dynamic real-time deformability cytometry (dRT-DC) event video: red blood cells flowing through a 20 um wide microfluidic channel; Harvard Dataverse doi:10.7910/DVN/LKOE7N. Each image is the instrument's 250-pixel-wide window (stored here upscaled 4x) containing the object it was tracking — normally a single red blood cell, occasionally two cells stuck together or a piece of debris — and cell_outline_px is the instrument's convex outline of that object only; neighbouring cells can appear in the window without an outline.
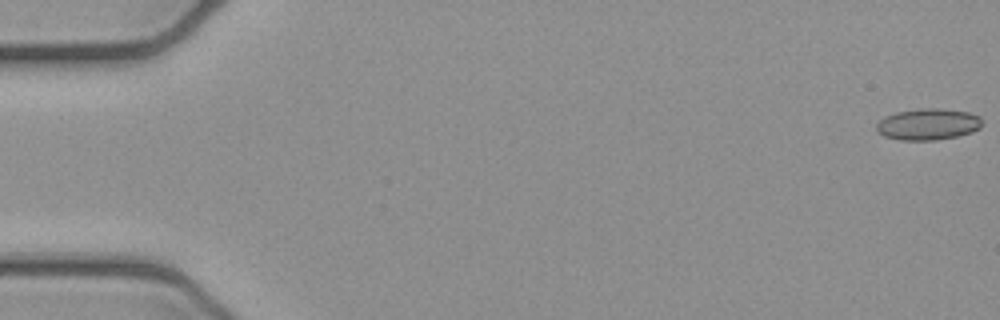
{"species": "common noctule bat (a hibernating species)", "species_latin": "Nyctalus noctula", "temperature_condition": "cold", "stored_images_in_passage": 6, "camera_frame_rate_fps": 3000, "um_per_image_px": 0.085, "animal": {"sex": "female", "body_mass_g": 21.9}, "frame": {"image": 1, "passage_image": 1, "time_ms": 0.0, "image_size_px": [1000, 320], "cell_outline_px": [[984, 124], [980, 128], [972, 132], [956, 136], [936, 140], [900, 140], [884, 136], [876, 132], [876, 124], [884, 116], [896, 112], [920, 108], [936, 108], [968, 112], [980, 116]], "centroid_in_image_um": [78.88, 10.56], "position_along_channel_um": 6.1, "area_um2": 19.54}}
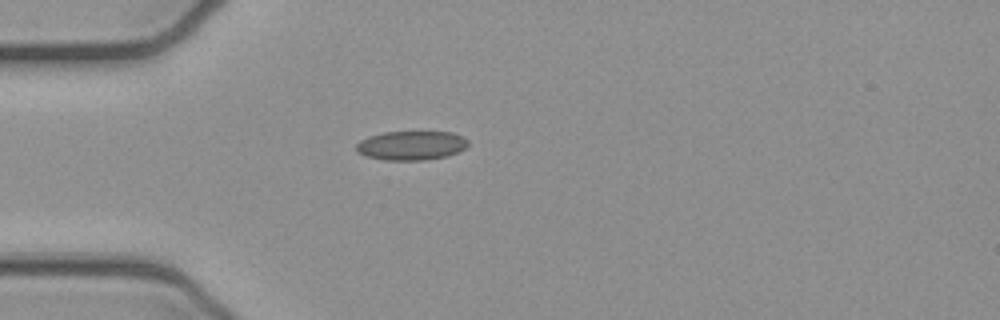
{"frame": {"image": 2, "passage_image": 5, "time_ms": 1.333, "image_size_px": [1000, 320], "cell_outline_px": [[468, 144], [464, 148], [448, 156], [424, 160], [384, 160], [364, 156], [356, 152], [356, 144], [360, 140], [368, 136], [384, 132], [452, 132], [464, 136], [468, 140]], "centroid_in_image_um": [34.93, 12.36], "position_along_channel_um": 50.1, "area_um2": 19.13}}